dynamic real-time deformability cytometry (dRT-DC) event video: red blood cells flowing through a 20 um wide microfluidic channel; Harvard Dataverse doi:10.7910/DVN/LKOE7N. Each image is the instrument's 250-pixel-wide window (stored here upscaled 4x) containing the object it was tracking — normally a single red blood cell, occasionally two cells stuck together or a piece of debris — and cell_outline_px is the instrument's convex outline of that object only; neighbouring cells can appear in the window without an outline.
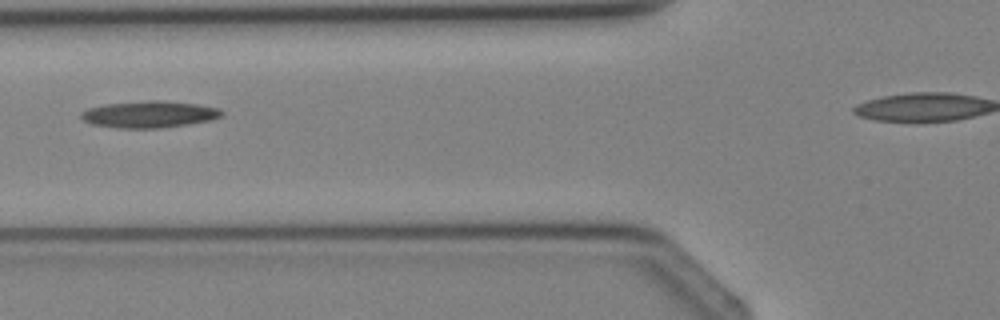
{"species": "Egyptian fruit bat (a non-hibernating species)", "species_latin": "Rousettus aegyptiacus", "temperature_condition": "cold", "stored_images_in_passage": 4, "camera_frame_rate_fps": 3000, "um_per_image_px": 0.085, "animal": {"sex": "female"}, "frame": {"image": 1, "passage_image": 4, "time_ms": 4.333, "image_size_px": [1000, 320], "cell_outline_px": [[224, 112], [220, 116], [212, 120], [188, 124], [160, 128], [116, 128], [92, 124], [84, 120], [80, 116], [80, 112], [88, 108], [108, 104], [148, 100], [156, 100], [196, 104], [220, 108]], "centroid_in_image_um": [12.69, 9.72], "position_along_channel_um": 113.1, "area_um2": 21.79}}